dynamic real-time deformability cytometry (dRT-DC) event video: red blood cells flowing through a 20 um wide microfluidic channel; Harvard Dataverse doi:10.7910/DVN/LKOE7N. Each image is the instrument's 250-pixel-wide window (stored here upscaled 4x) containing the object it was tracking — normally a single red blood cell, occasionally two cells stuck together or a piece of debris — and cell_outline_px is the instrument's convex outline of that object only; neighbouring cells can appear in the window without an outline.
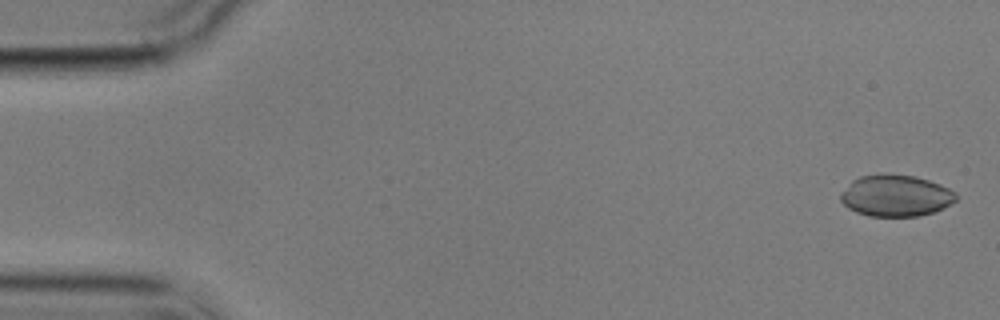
{"species": "common noctule bat (a hibernating species)", "species_latin": "Nyctalus noctula", "temperature_condition": "cold", "stored_images_in_passage": 5, "segment_of_instrument_passage": [1, 2], "camera_frame_rate_fps": 3000, "um_per_image_px": 0.085, "animal": {"sex": "male", "body_mass_g": 17.9}, "frame": {"image": 1, "passage_image": 1, "time_ms": 0.0, "image_size_px": [1000, 320], "cell_outline_px": [[956, 200], [932, 212], [916, 216], [868, 216], [856, 212], [848, 208], [840, 200], [840, 192], [852, 180], [860, 176], [916, 176], [940, 184], [956, 192]], "centroid_in_image_um": [76.1, 16.65], "position_along_channel_um": 8.9, "area_um2": 27.28}}
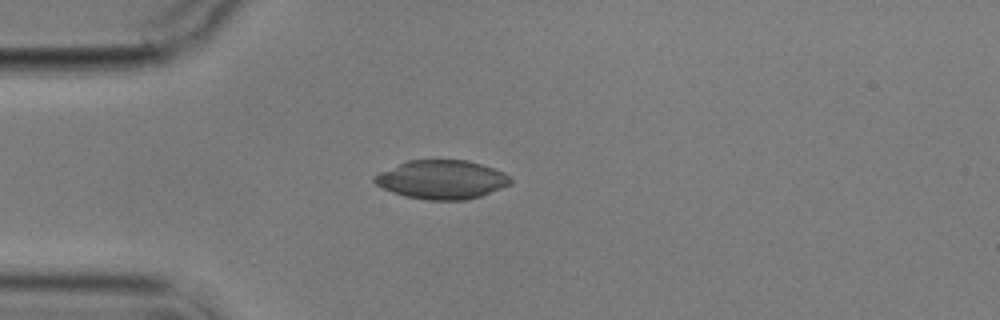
{"frame": {"image": 2, "passage_image": 4, "time_ms": 4.333, "image_size_px": [1000, 320], "cell_outline_px": [[512, 184], [480, 196], [464, 200], [428, 200], [404, 196], [392, 192], [376, 184], [372, 180], [380, 172], [408, 160], [468, 160], [504, 172], [512, 180]], "centroid_in_image_um": [37.56, 15.27], "position_along_channel_um": 47.4, "area_um2": 30.52}}